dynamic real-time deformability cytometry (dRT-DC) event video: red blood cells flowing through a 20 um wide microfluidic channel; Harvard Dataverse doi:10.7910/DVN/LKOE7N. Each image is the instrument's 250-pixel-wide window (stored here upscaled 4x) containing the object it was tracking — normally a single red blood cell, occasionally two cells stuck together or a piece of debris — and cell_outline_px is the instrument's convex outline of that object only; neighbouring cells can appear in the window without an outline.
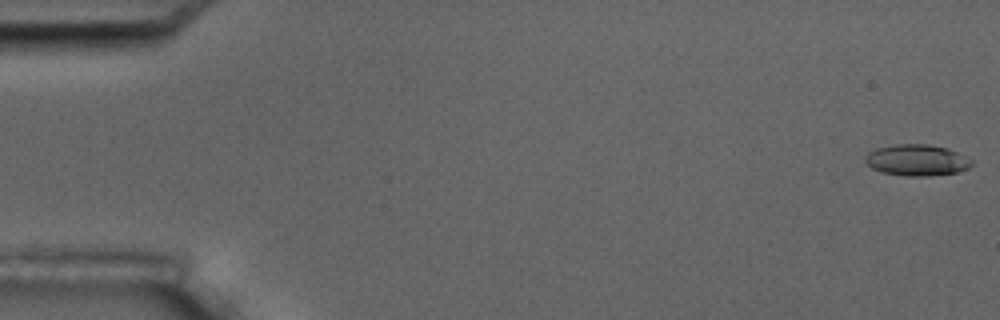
{"species": "common noctule bat (a hibernating species)", "species_latin": "Nyctalus noctula", "temperature_condition": "room temperature", "stored_images_in_passage": 11, "camera_frame_rate_fps": 3000, "um_per_image_px": 0.085, "animal": {"sex": "male", "body_mass_g": 17.5, "forearm_length_mm": 52.3}, "frame": {"image": 1, "passage_image": 1, "time_ms": 0.0, "image_size_px": [1000, 320], "cell_outline_px": [[976, 164], [968, 168], [956, 172], [928, 176], [904, 176], [880, 172], [872, 168], [864, 160], [864, 156], [868, 152], [876, 148], [896, 144], [928, 144], [948, 148], [972, 160]], "centroid_in_image_um": [77.92, 13.61], "position_along_channel_um": 7.1, "area_um2": 19.54}}
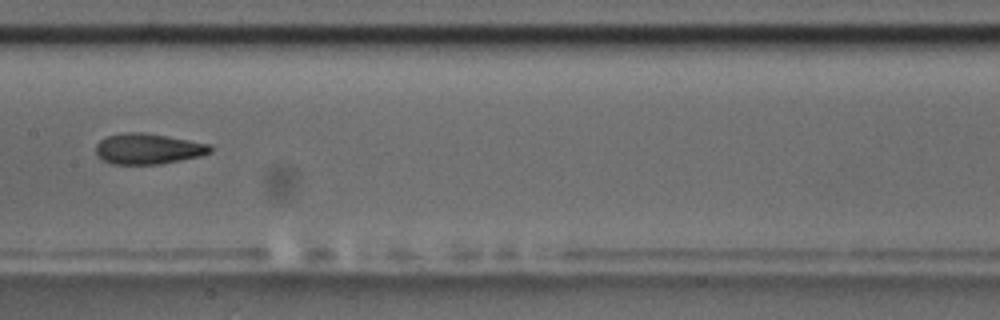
{"frame": {"image": 2, "passage_image": 9, "time_ms": 9.333, "image_size_px": [1000, 320], "cell_outline_px": [[212, 152], [200, 156], [160, 164], [112, 164], [104, 160], [96, 152], [96, 144], [100, 140], [108, 136], [124, 132], [144, 132], [212, 144]], "centroid_in_image_um": [12.62, 12.64], "position_along_channel_um": 194.8, "area_um2": 20.4}}
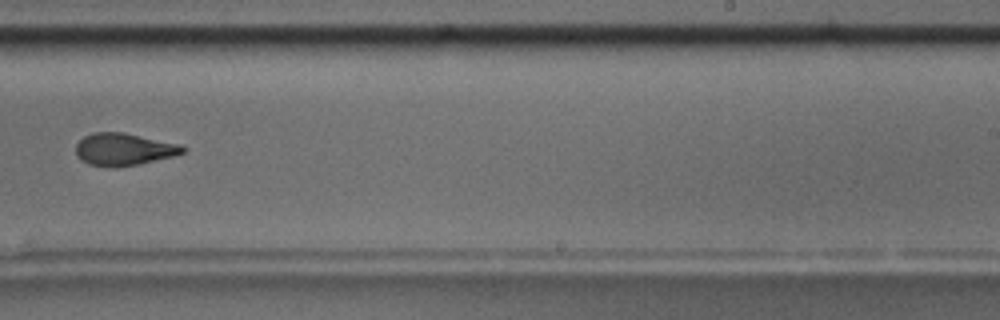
{"frame": {"image": 3, "passage_image": 11, "time_ms": 11.667, "image_size_px": [1000, 320], "cell_outline_px": [[184, 152], [172, 156], [136, 164], [88, 164], [80, 160], [76, 156], [76, 144], [84, 136], [92, 132], [124, 132], [180, 144], [184, 148]], "centroid_in_image_um": [10.49, 12.64], "position_along_channel_um": 278.5, "area_um2": 19.36}}